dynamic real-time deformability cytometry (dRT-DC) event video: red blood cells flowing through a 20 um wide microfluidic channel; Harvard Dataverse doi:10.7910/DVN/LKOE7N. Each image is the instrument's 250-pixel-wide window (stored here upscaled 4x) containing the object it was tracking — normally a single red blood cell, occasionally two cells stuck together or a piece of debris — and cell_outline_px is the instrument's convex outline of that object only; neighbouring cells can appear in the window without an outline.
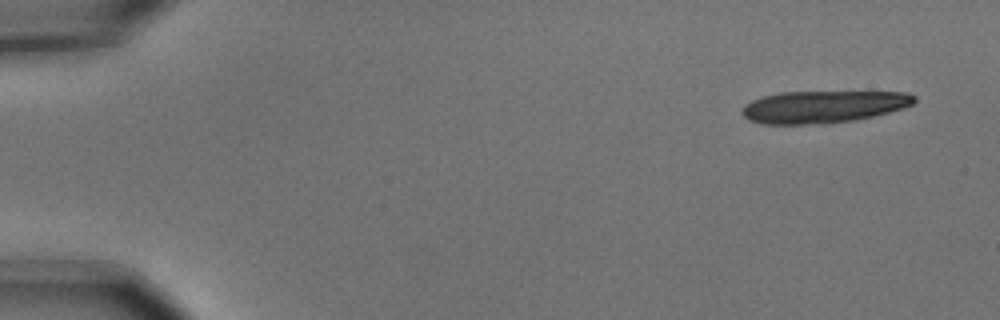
{"species": "common noctule bat (a hibernating species)", "species_latin": "Nyctalus noctula", "temperature_condition": "cold", "stored_images_in_passage": 5, "camera_frame_rate_fps": 3000, "um_per_image_px": 0.085, "animal": {"sex": "male", "body_mass_g": 15.6}, "frame": {"image": 1, "passage_image": 1, "time_ms": 0.0, "image_size_px": [1000, 320], "cell_outline_px": [[916, 100], [912, 104], [904, 108], [872, 116], [852, 120], [804, 124], [760, 124], [748, 120], [740, 112], [744, 104], [752, 100], [764, 96], [780, 92], [908, 92], [916, 96]], "centroid_in_image_um": [69.94, 9.06], "position_along_channel_um": 15.1, "area_um2": 32.14}}